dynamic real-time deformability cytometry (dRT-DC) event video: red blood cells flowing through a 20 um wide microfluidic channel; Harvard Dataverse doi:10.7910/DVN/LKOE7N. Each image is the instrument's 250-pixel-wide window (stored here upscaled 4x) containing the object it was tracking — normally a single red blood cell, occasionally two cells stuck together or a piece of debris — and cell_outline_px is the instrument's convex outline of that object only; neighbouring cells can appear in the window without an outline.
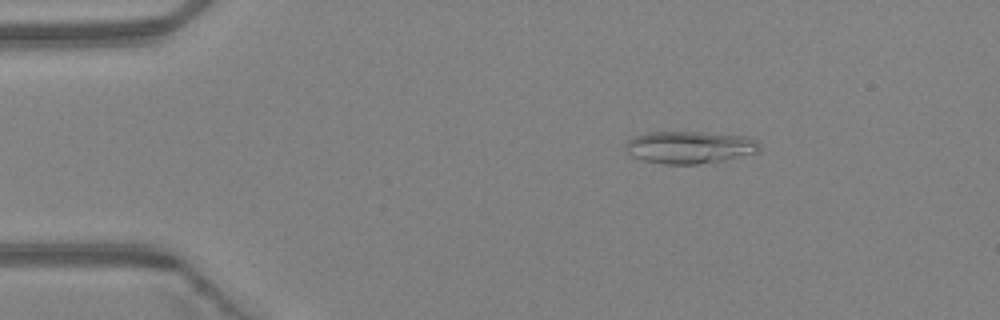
{"species": "Egyptian fruit bat (a non-hibernating species)", "species_latin": "Rousettus aegyptiacus", "temperature_condition": "warm", "stored_images_in_passage": 5, "camera_frame_rate_fps": 3000, "um_per_image_px": 0.085, "animal": {"sex": "female"}, "frame": {"image": 1, "passage_image": 2, "time_ms": 0.333, "image_size_px": [1000, 320], "cell_outline_px": [[760, 152], [720, 160], [696, 164], [664, 164], [644, 160], [632, 156], [624, 152], [624, 144], [632, 136], [648, 132], [704, 132], [748, 136], [756, 140], [760, 144]], "centroid_in_image_um": [58.58, 12.5], "position_along_channel_um": 26.4, "area_um2": 25.43}}
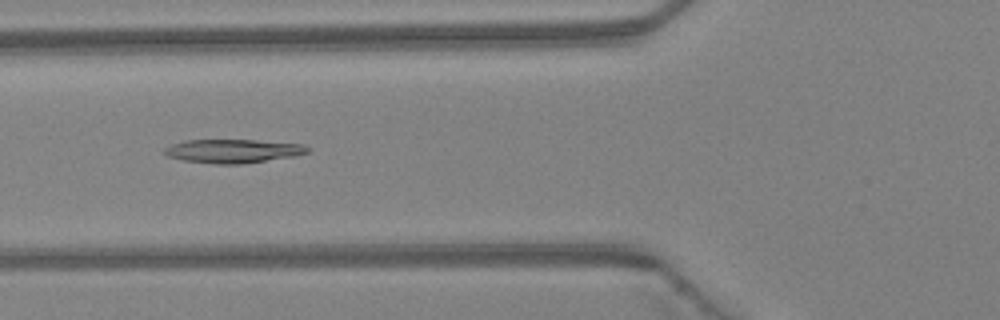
{"frame": {"image": 2, "passage_image": 5, "time_ms": 1.333, "image_size_px": [1000, 320], "cell_outline_px": [[312, 148], [308, 152], [296, 156], [240, 164], [216, 164], [184, 160], [168, 156], [164, 152], [164, 148], [172, 144], [184, 140], [256, 140], [304, 144]], "centroid_in_image_um": [19.85, 12.83], "position_along_channel_um": 105.9, "area_um2": 19.77}}